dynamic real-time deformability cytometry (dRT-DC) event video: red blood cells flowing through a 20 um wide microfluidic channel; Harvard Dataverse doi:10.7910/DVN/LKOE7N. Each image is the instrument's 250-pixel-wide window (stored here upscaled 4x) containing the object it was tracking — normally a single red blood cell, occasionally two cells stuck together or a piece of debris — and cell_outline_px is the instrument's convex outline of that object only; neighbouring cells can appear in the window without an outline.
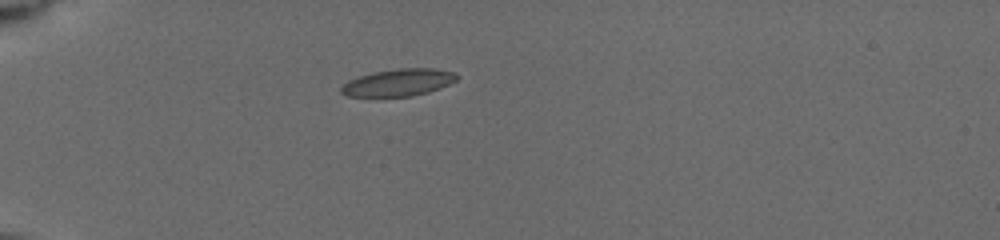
{"species": "common noctule bat (a hibernating species)", "species_latin": "Nyctalus noctula", "temperature_condition": "cold", "stored_images_in_passage": 13, "camera_frame_rate_fps": 3000, "um_per_image_px": 0.085, "animal": {"sex": "female", "body_mass_g": 19.5, "forearm_length_mm": 54.1}, "frame": {"image": 1, "passage_image": 1, "time_ms": 0.0, "image_size_px": [1000, 240], "cell_outline_px": [[460, 76], [456, 80], [440, 88], [428, 92], [412, 96], [348, 96], [340, 92], [340, 88], [348, 80], [372, 72], [396, 68], [436, 68], [456, 72]], "centroid_in_image_um": [33.9, 6.99], "position_along_channel_um": 51.1, "area_um2": 18.38}}
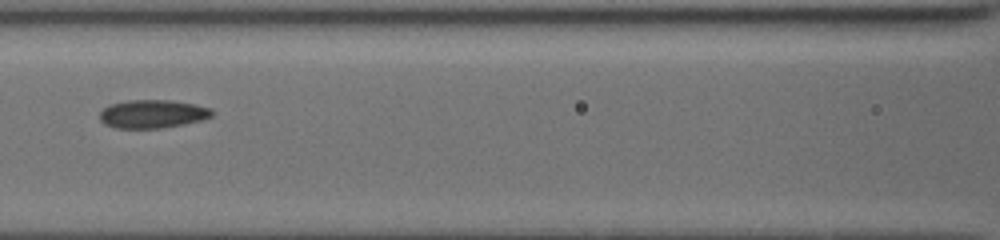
{"frame": {"image": 2, "passage_image": 9, "time_ms": 3.333, "image_size_px": [1000, 240], "cell_outline_px": [[216, 112], [212, 116], [200, 120], [184, 124], [160, 128], [116, 128], [104, 124], [100, 120], [100, 112], [104, 108], [112, 104], [128, 100], [172, 100], [196, 104], [212, 108]], "centroid_in_image_um": [13.01, 9.68], "position_along_channel_um": 153.6, "area_um2": 18.61}}
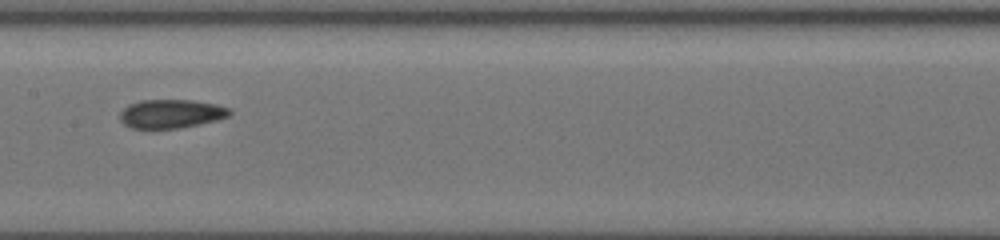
{"frame": {"image": 3, "passage_image": 12, "time_ms": 4.333, "image_size_px": [1000, 240], "cell_outline_px": [[232, 112], [228, 116], [216, 120], [180, 128], [132, 128], [124, 124], [120, 120], [120, 112], [128, 104], [140, 100], [192, 100], [216, 104], [232, 108]], "centroid_in_image_um": [14.55, 9.66], "position_along_channel_um": 192.9, "area_um2": 18.38}}